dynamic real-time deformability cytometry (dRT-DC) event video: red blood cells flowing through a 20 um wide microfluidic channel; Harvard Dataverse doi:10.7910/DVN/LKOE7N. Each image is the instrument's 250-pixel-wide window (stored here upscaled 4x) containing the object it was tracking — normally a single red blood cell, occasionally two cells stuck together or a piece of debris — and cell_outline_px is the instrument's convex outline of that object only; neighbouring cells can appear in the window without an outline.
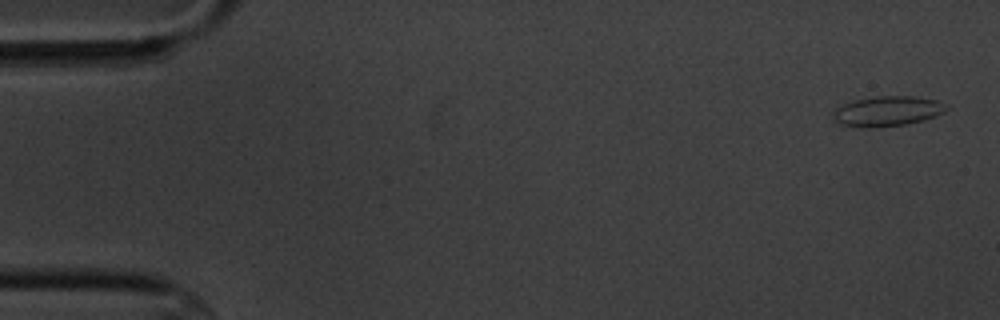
{"species": "common noctule bat (a hibernating species)", "species_latin": "Nyctalus noctula", "temperature_condition": "cold", "stored_images_in_passage": 5, "camera_frame_rate_fps": 3000, "um_per_image_px": 0.085, "animal": {"sex": "male", "body_mass_g": 20.1, "forearm_length_mm": 53.5}, "frame": {"image": 1, "passage_image": 1, "time_ms": 0.0, "image_size_px": [1000, 320], "cell_outline_px": [[948, 108], [944, 112], [936, 116], [924, 120], [904, 124], [876, 128], [864, 128], [840, 124], [832, 116], [836, 108], [844, 104], [856, 100], [876, 96], [916, 96], [936, 100], [948, 104]], "centroid_in_image_um": [75.46, 9.45], "position_along_channel_um": 9.5, "area_um2": 19.88}}
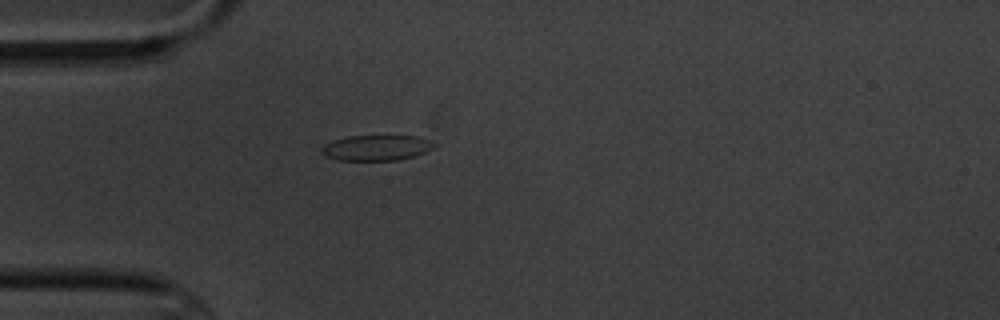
{"frame": {"image": 2, "passage_image": 5, "time_ms": 4.667, "image_size_px": [1000, 320], "cell_outline_px": [[436, 144], [432, 148], [424, 152], [412, 156], [396, 160], [336, 160], [324, 156], [320, 152], [320, 148], [324, 144], [348, 136], [416, 136], [428, 140]], "centroid_in_image_um": [31.93, 12.56], "position_along_channel_um": 53.1, "area_um2": 16.53}}